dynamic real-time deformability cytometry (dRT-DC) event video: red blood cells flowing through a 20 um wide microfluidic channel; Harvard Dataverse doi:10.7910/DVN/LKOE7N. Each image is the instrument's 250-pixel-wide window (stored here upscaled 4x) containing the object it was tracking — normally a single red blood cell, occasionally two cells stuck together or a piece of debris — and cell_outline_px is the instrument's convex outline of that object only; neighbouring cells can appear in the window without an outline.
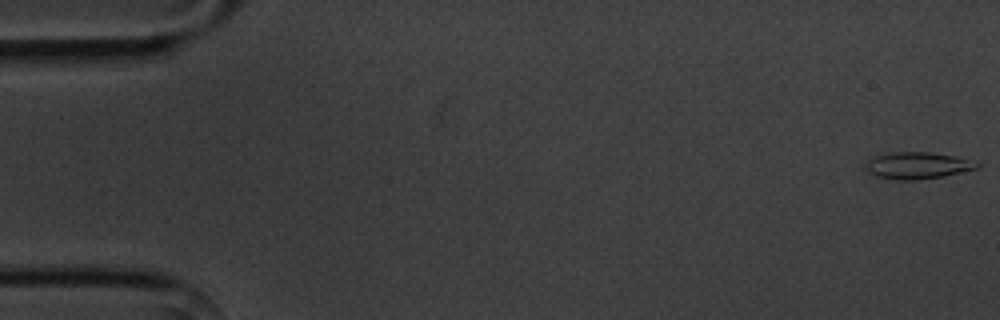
{"species": "common noctule bat (a hibernating species)", "species_latin": "Nyctalus noctula", "temperature_condition": "cold", "stored_images_in_passage": 7, "camera_frame_rate_fps": 3000, "um_per_image_px": 0.085, "animal": {"sex": "male", "body_mass_g": 20.1, "forearm_length_mm": 53.5}, "frame": {"image": 1, "passage_image": 1, "time_ms": 0.0, "image_size_px": [1000, 320], "cell_outline_px": [[980, 168], [944, 176], [916, 180], [896, 180], [876, 176], [868, 172], [864, 168], [864, 164], [872, 156], [892, 152], [932, 152], [960, 156], [976, 160], [980, 164]], "centroid_in_image_um": [78.03, 14.05], "position_along_channel_um": 7.0, "area_um2": 17.92}}
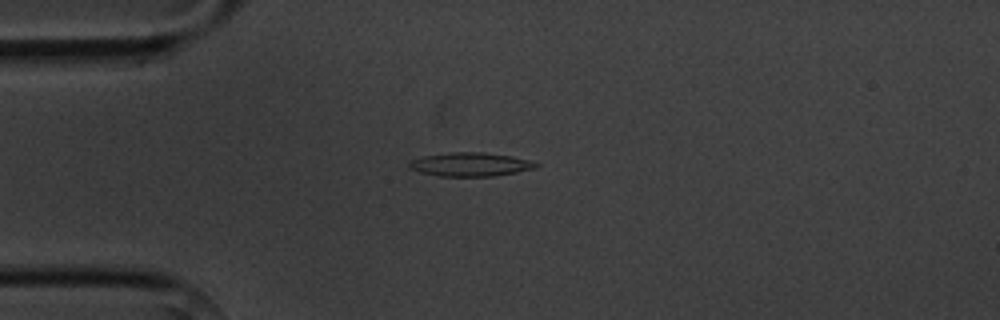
{"frame": {"image": 2, "passage_image": 4, "time_ms": 4.333, "image_size_px": [1000, 320], "cell_outline_px": [[540, 164], [536, 168], [516, 172], [492, 176], [440, 176], [420, 172], [408, 168], [408, 164], [412, 160], [424, 156], [452, 152], [484, 152], [512, 156], [528, 160]], "centroid_in_image_um": [39.98, 13.97], "position_along_channel_um": 45.0, "area_um2": 17.4}}
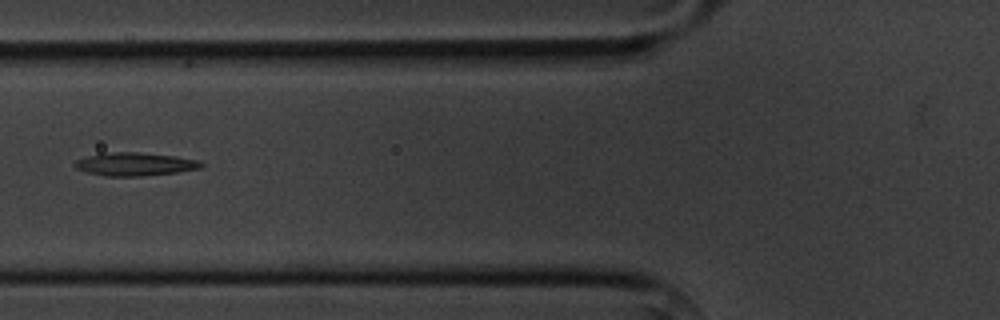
{"frame": {"image": 3, "passage_image": 6, "time_ms": 6.667, "image_size_px": [1000, 320], "cell_outline_px": [[204, 164], [200, 168], [176, 172], [144, 176], [104, 176], [88, 172], [76, 168], [72, 164], [76, 160], [100, 152], [140, 152], [176, 156], [200, 160]], "centroid_in_image_um": [11.46, 13.94], "position_along_channel_um": 114.3, "area_um2": 17.22}}